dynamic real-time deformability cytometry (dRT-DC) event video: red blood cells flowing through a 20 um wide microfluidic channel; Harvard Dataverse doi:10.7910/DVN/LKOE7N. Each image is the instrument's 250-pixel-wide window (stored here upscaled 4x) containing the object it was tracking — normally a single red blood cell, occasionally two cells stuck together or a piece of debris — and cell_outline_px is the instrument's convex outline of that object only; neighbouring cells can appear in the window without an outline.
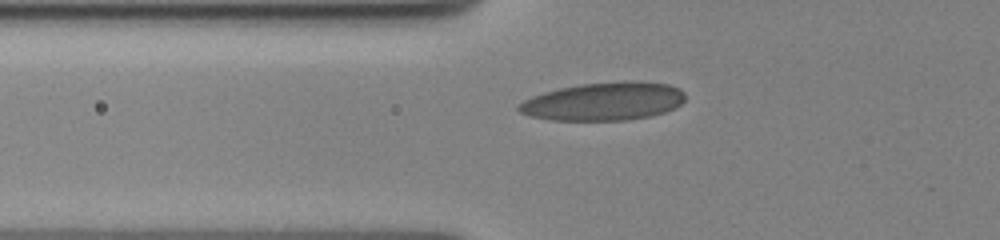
{"species": "human", "species_latin": "Homo sapiens", "temperature_condition": "cold", "stored_images_in_passage": 47, "camera_frame_rate_fps": 3000, "um_per_image_px": 0.085, "donor": {"sex": "female"}, "frame": {"image": 1, "passage_image": 10, "time_ms": 3.0, "image_size_px": [1000, 240], "cell_outline_px": [[684, 100], [676, 108], [664, 112], [648, 116], [628, 120], [552, 120], [532, 116], [520, 112], [516, 108], [524, 100], [532, 96], [544, 92], [560, 88], [580, 84], [624, 80], [636, 80], [668, 84], [680, 88], [684, 92]], "centroid_in_image_um": [51.35, 8.6], "position_along_channel_um": 74.4, "area_um2": 37.11}}
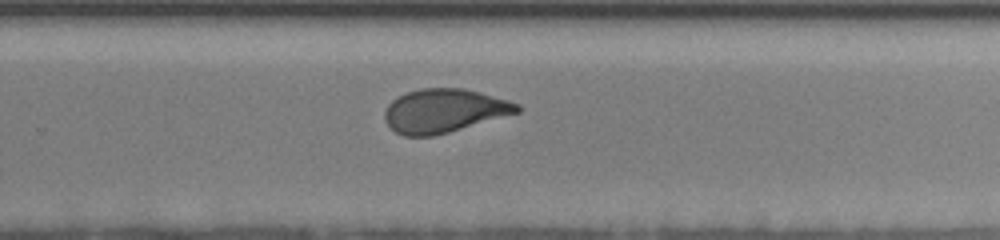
{"frame": {"image": 2, "passage_image": 29, "time_ms": 9.333, "image_size_px": [1000, 240], "cell_outline_px": [[520, 112], [448, 132], [432, 136], [404, 136], [396, 132], [384, 120], [384, 112], [388, 104], [392, 100], [408, 92], [420, 88], [460, 88], [480, 92], [508, 100], [520, 104]], "centroid_in_image_um": [37.74, 9.41], "position_along_channel_um": 292.1, "area_um2": 33.47}}
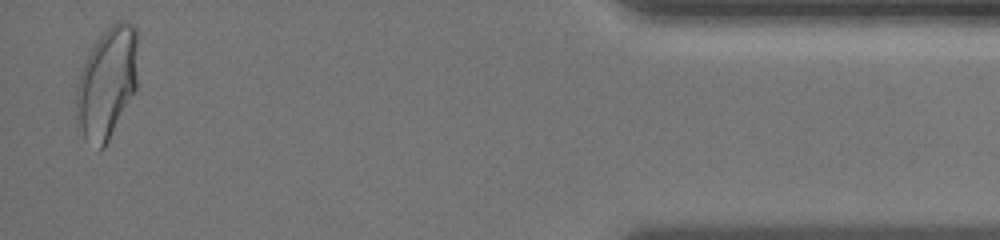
{"frame": {"image": 3, "passage_image": 45, "time_ms": 14.667, "image_size_px": [1000, 240], "cell_outline_px": [[136, 88], [104, 148], [100, 148], [84, 140], [80, 128], [76, 104], [76, 92], [80, 72], [92, 48], [100, 36], [116, 20], [120, 20], [132, 24], [136, 28]], "centroid_in_image_um": [9.09, 7.03], "position_along_channel_um": 426.1, "area_um2": 38.96}}